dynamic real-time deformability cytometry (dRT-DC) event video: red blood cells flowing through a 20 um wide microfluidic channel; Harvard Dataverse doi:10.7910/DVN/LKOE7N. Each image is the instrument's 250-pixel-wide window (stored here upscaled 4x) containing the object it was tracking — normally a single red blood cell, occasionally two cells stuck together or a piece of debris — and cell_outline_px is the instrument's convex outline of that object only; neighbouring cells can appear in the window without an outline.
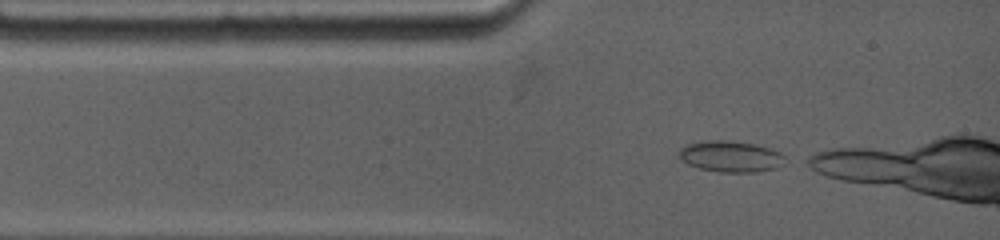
{"species": "common noctule bat (a hibernating species)", "species_latin": "Nyctalus noctula", "temperature_condition": "warm", "stored_images_in_passage": 7, "camera_frame_rate_fps": 4500, "um_per_image_px": 0.085, "animal": {"sex": "female", "body_mass_g": 19.0, "forearm_length_mm": 53.3}, "frame": {"image": 1, "passage_image": 1, "time_ms": 0.0, "image_size_px": [1000, 240], "cell_outline_px": [[792, 160], [776, 168], [756, 172], [720, 172], [700, 168], [688, 164], [680, 160], [676, 152], [684, 144], [700, 140], [732, 140], [756, 144], [780, 152]], "centroid_in_image_um": [62.11, 13.28], "position_along_channel_um": 22.9, "area_um2": 19.94}}
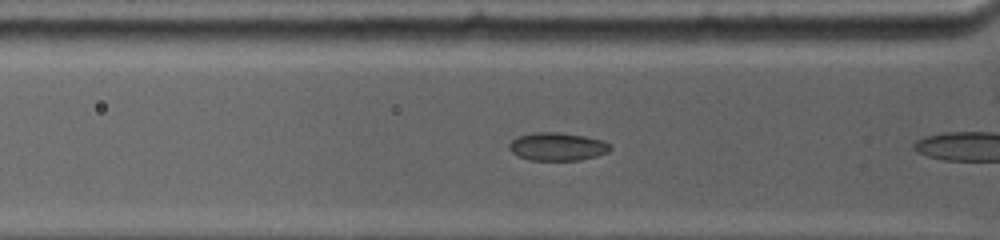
{"frame": {"image": 2, "passage_image": 6, "time_ms": 1.778, "image_size_px": [1000, 240], "cell_outline_px": [[612, 148], [608, 152], [596, 156], [580, 160], [528, 160], [512, 152], [508, 148], [508, 144], [516, 136], [532, 132], [560, 132], [584, 136], [600, 140], [612, 144]], "centroid_in_image_um": [47.36, 12.45], "position_along_channel_um": 78.4, "area_um2": 16.65}}